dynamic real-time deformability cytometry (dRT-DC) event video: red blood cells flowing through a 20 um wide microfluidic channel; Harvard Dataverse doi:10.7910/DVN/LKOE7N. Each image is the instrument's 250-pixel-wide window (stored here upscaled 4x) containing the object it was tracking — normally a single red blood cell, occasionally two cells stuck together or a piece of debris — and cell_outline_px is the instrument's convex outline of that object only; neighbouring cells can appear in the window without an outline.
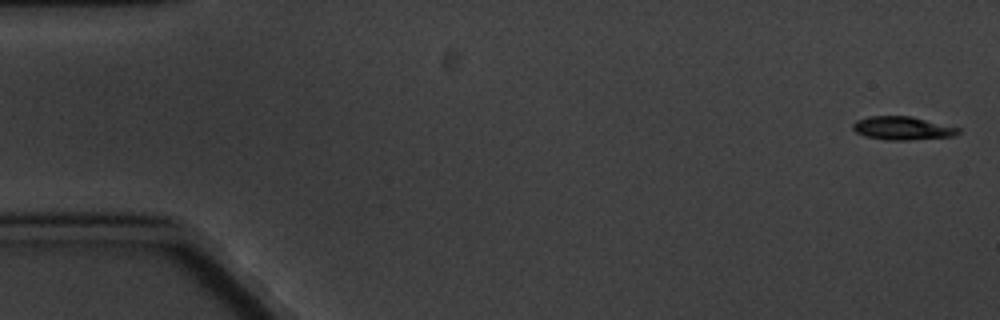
{"species": "common noctule bat (a hibernating species)", "species_latin": "Nyctalus noctula", "temperature_condition": "cold", "stored_images_in_passage": 5, "camera_frame_rate_fps": 3000, "um_per_image_px": 0.085, "animal": {"sex": "male", "body_mass_g": 20.1, "forearm_length_mm": 53.5}, "frame": {"image": 1, "passage_image": 1, "time_ms": 0.0, "image_size_px": [1000, 320], "cell_outline_px": [[960, 132], [956, 136], [908, 140], [888, 140], [864, 136], [856, 132], [852, 128], [852, 124], [856, 120], [868, 116], [912, 116], [960, 128]], "centroid_in_image_um": [76.71, 10.89], "position_along_channel_um": 8.3, "area_um2": 14.45}}